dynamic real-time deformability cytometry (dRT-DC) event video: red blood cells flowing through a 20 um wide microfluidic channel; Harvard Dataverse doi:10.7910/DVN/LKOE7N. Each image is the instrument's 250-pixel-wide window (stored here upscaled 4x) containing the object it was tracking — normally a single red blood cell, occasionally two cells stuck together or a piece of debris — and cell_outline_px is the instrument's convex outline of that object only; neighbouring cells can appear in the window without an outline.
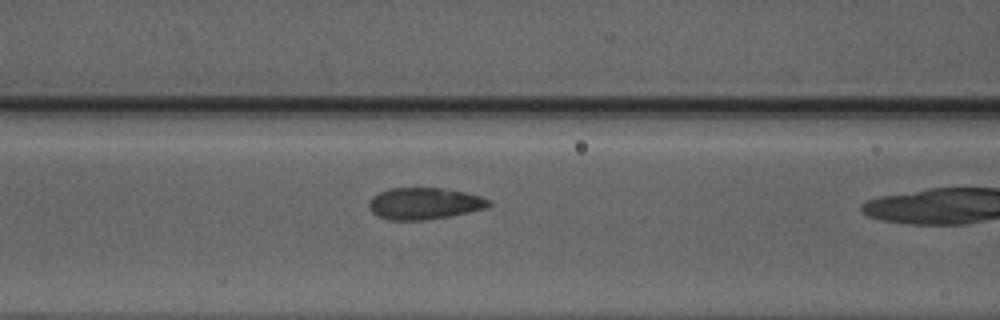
{"species": "Egyptian fruit bat (a non-hibernating species)", "species_latin": "Rousettus aegyptiacus", "temperature_condition": "warm", "stored_images_in_passage": 5, "camera_frame_rate_fps": 3000, "um_per_image_px": 0.085, "animal": {"sex": "male"}, "frame": {"image": 1, "passage_image": 4, "time_ms": 1.0, "image_size_px": [1000, 320], "cell_outline_px": [[492, 204], [488, 208], [452, 216], [424, 220], [388, 220], [376, 216], [368, 208], [368, 204], [372, 196], [388, 188], [440, 188], [464, 192], [480, 196], [492, 200]], "centroid_in_image_um": [36.07, 17.31], "position_along_channel_um": 130.5, "area_um2": 22.43}}